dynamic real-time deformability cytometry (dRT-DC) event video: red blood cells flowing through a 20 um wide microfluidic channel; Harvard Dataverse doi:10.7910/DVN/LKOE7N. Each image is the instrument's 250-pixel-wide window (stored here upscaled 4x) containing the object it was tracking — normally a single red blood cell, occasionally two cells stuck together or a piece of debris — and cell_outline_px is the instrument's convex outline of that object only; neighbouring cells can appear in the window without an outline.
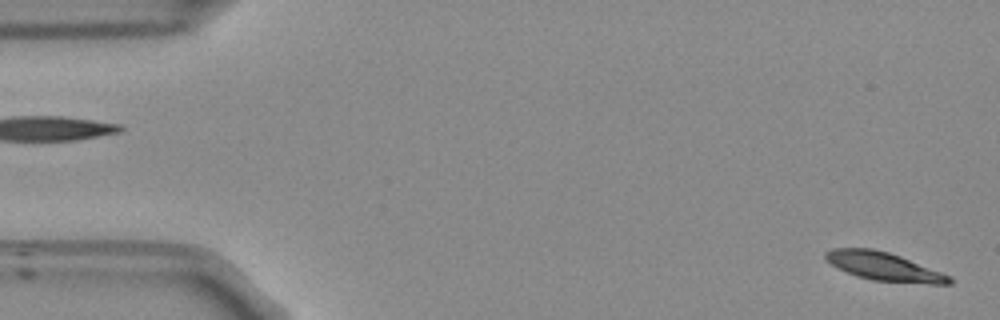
{"species": "Egyptian fruit bat (a non-hibernating species)", "species_latin": "Rousettus aegyptiacus", "temperature_condition": "room temperature", "stored_images_in_passage": 53, "camera_frame_rate_fps": 3000, "um_per_image_px": 0.085, "frame": {"image": 1, "passage_image": 1, "time_ms": 0.0, "image_size_px": [1000, 320], "cell_outline_px": [[952, 284], [932, 284], [872, 280], [856, 276], [832, 264], [824, 256], [824, 252], [832, 248], [872, 248], [888, 252], [900, 256], [952, 276]], "centroid_in_image_um": [75.16, 22.65], "position_along_channel_um": 9.8, "area_um2": 20.29}}
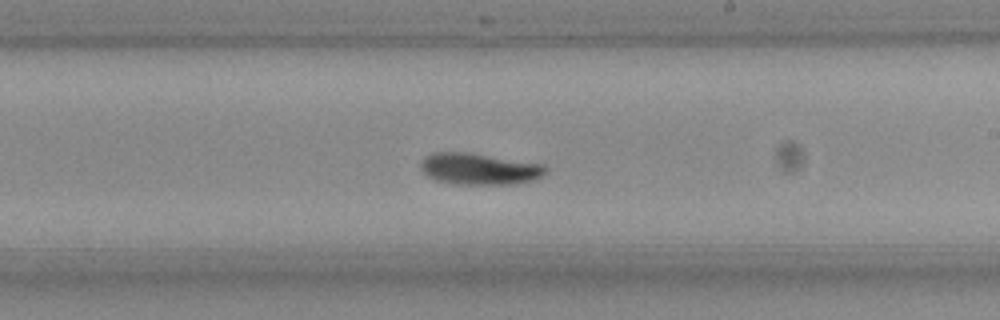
{"frame": {"image": 2, "passage_image": 30, "time_ms": 9.667, "image_size_px": [1000, 320], "cell_outline_px": [[548, 172], [544, 176], [536, 180], [516, 184], [452, 184], [436, 180], [428, 176], [420, 168], [420, 164], [424, 156], [432, 152], [464, 152], [544, 164], [548, 168]], "centroid_in_image_um": [40.77, 14.36], "position_along_channel_um": 248.2, "area_um2": 23.18}}
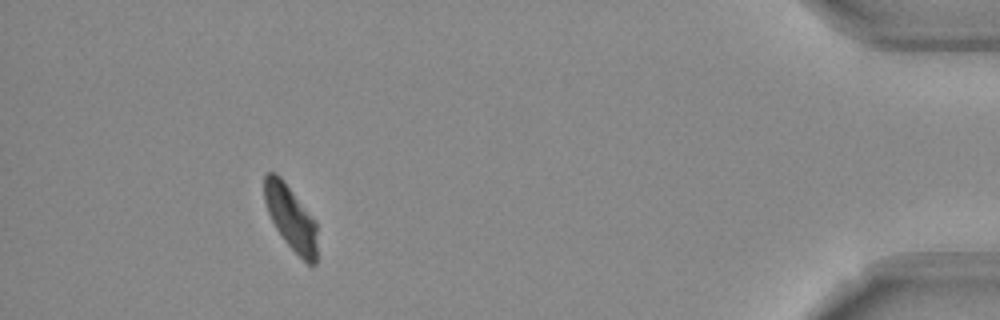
{"frame": {"image": 3, "passage_image": 48, "time_ms": 15.667, "image_size_px": [1000, 320], "cell_outline_px": [[316, 264], [312, 268], [284, 240], [276, 228], [268, 212], [264, 200], [264, 176], [268, 172], [276, 172], [280, 176], [316, 220]], "centroid_in_image_um": [24.72, 18.49], "position_along_channel_um": 410.5, "area_um2": 19.77}, "authors_computed_cell_mechanics": {"area_um2": 21.7906, "velocity_mm_per_s": 3.7613, "shape_relaxation_time_tau1_ms": 7.9087, "shape_relaxation_time_tau2_ms": null, "deformation_change_tau1": 0.2022, "deformation_change_tau2": null}}